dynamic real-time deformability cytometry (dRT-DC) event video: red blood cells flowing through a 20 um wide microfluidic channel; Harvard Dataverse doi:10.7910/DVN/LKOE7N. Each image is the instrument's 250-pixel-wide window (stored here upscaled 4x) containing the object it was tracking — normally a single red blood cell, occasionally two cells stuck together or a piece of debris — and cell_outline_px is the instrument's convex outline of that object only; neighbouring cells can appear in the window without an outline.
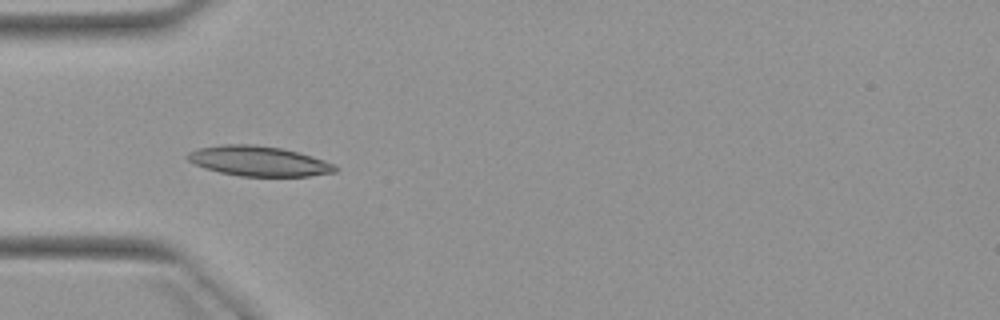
{"species": "Egyptian fruit bat (a non-hibernating species)", "species_latin": "Rousettus aegyptiacus", "temperature_condition": "warm", "stored_images_in_passage": 5, "camera_frame_rate_fps": 3000, "um_per_image_px": 0.085, "animal": {"sex": "female"}, "frame": {"image": 1, "passage_image": 5, "time_ms": 5.0, "image_size_px": [1000, 320], "cell_outline_px": [[340, 168], [336, 172], [308, 176], [240, 176], [220, 172], [204, 168], [188, 160], [184, 156], [188, 152], [196, 148], [224, 144], [252, 144], [280, 148], [312, 156], [336, 164]], "centroid_in_image_um": [21.99, 13.69], "position_along_channel_um": 63.0, "area_um2": 25.89}}